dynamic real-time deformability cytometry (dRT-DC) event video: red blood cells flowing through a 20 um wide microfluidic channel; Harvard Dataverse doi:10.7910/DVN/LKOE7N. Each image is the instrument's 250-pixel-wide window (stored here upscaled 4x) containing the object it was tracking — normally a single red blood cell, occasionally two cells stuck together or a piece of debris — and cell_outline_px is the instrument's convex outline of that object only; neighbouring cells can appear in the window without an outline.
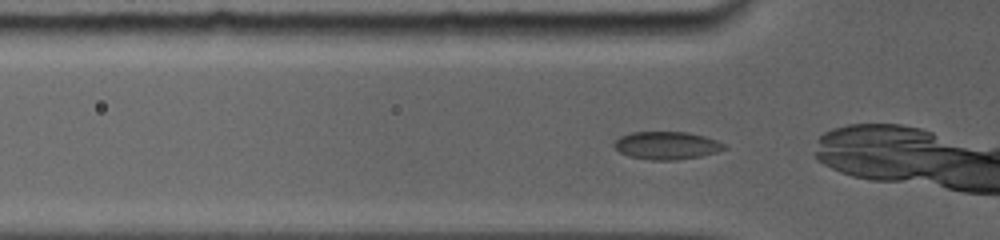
{"species": "common noctule bat (a hibernating species)", "species_latin": "Nyctalus noctula", "temperature_condition": "room temperature", "stored_images_in_passage": 46, "camera_frame_rate_fps": 5000, "um_per_image_px": 0.085, "animal": {"sex": "female", "body_mass_g": 19.0, "forearm_length_mm": 56.7}, "frame": {"image": 1, "passage_image": 2, "time_ms": 0.2, "image_size_px": [1000, 240], "cell_outline_px": [[728, 148], [716, 152], [700, 156], [676, 160], [652, 160], [628, 156], [620, 152], [612, 144], [620, 136], [632, 132], [688, 132], [704, 136], [716, 140], [724, 144]], "centroid_in_image_um": [56.66, 12.36], "position_along_channel_um": 69.1, "area_um2": 17.8}}
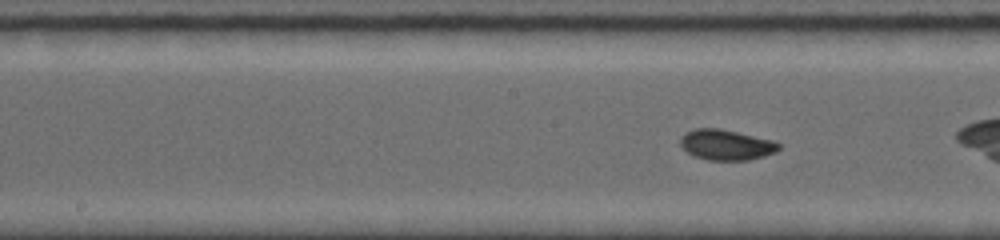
{"frame": {"image": 2, "passage_image": 17, "time_ms": 3.2, "image_size_px": [1000, 240], "cell_outline_px": [[780, 148], [776, 152], [764, 156], [748, 160], [708, 160], [696, 156], [688, 152], [680, 144], [680, 136], [684, 132], [696, 128], [720, 128], [776, 140], [780, 144]], "centroid_in_image_um": [61.76, 12.29], "position_along_channel_um": 186.4, "area_um2": 17.69}}
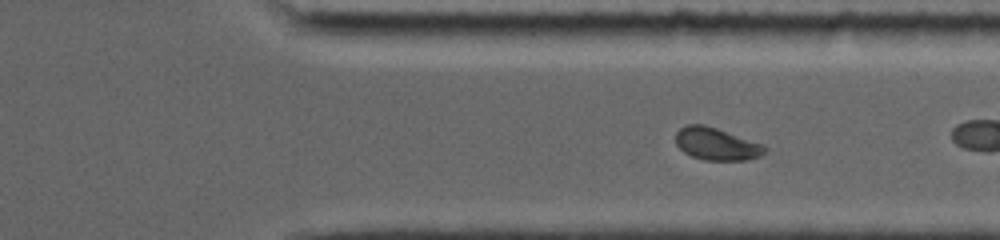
{"frame": {"image": 3, "passage_image": 38, "time_ms": 7.4, "image_size_px": [1000, 240], "cell_outline_px": [[768, 148], [760, 156], [748, 160], [704, 160], [692, 156], [684, 152], [676, 144], [676, 132], [680, 128], [688, 124], [704, 124], [764, 144]], "centroid_in_image_um": [60.91, 12.23], "position_along_channel_um": 350.5, "area_um2": 16.82}}